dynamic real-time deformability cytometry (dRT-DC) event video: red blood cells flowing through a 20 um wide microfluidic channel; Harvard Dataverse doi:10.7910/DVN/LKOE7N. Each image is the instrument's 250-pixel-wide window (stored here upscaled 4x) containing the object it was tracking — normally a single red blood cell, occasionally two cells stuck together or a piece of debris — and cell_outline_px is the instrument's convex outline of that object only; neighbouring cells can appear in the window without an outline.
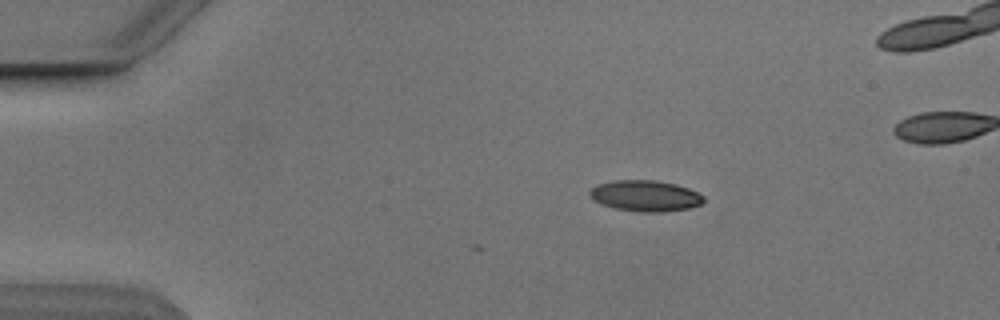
{"species": "Egyptian fruit bat (a non-hibernating species)", "species_latin": "Rousettus aegyptiacus", "temperature_condition": "cold", "stored_images_in_passage": 2, "camera_frame_rate_fps": 3000, "um_per_image_px": 0.085, "animal": {"sex": "male"}, "frame": {"image": 1, "passage_image": 2, "time_ms": 1.0, "image_size_px": [1000, 320], "cell_outline_px": [[704, 200], [700, 204], [688, 208], [664, 212], [640, 212], [616, 208], [600, 204], [588, 196], [588, 192], [596, 184], [612, 180], [656, 180], [676, 184], [688, 188], [704, 196]], "centroid_in_image_um": [54.81, 16.64], "position_along_channel_um": 30.2, "area_um2": 20.69}}